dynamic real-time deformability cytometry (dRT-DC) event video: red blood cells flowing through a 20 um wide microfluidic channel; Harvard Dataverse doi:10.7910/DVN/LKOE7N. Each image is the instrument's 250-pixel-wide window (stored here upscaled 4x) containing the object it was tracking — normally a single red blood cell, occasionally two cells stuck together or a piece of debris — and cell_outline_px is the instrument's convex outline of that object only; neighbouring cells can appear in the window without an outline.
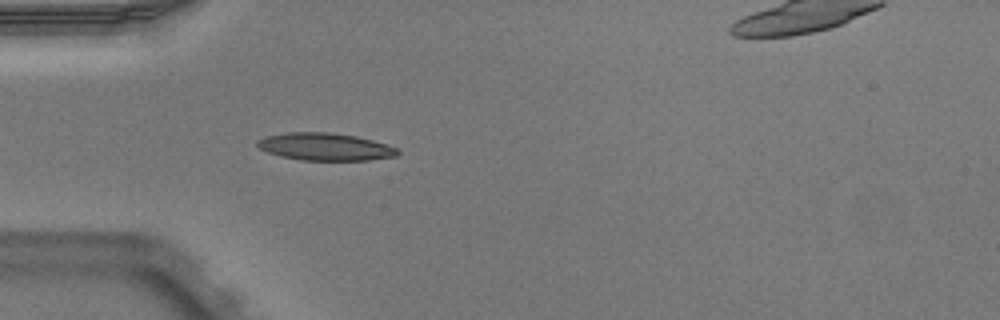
{"species": "Egyptian fruit bat (a non-hibernating species)", "species_latin": "Rousettus aegyptiacus", "temperature_condition": "warm", "stored_images_in_passage": 40, "camera_frame_rate_fps": 3000, "um_per_image_px": 0.085, "animal": {"sex": "male"}, "frame": {"image": 1, "passage_image": 3, "time_ms": 0.667, "image_size_px": [1000, 320], "cell_outline_px": [[400, 152], [396, 156], [368, 160], [300, 160], [280, 156], [268, 152], [260, 148], [256, 144], [256, 140], [268, 136], [288, 132], [332, 132], [356, 136], [388, 144], [396, 148]], "centroid_in_image_um": [27.65, 12.47], "position_along_channel_um": 57.4, "area_um2": 22.43}}
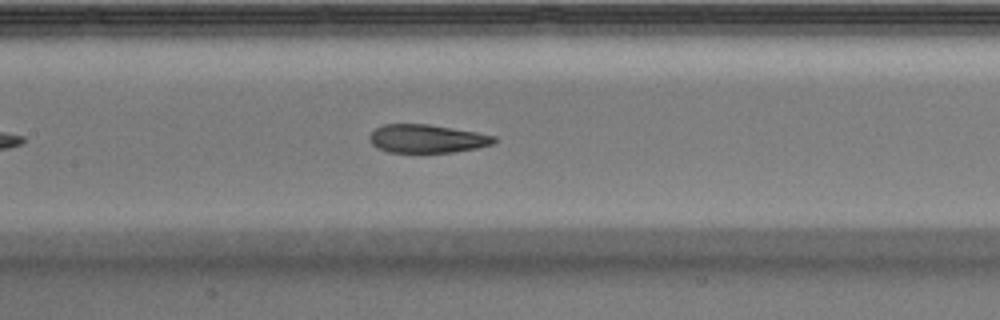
{"frame": {"image": 2, "passage_image": 12, "time_ms": 3.667, "image_size_px": [1000, 320], "cell_outline_px": [[496, 140], [492, 144], [476, 148], [452, 152], [388, 152], [376, 148], [368, 140], [368, 136], [376, 128], [384, 124], [428, 124], [476, 132], [496, 136]], "centroid_in_image_um": [36.25, 11.79], "position_along_channel_um": 171.2, "area_um2": 20.52}}
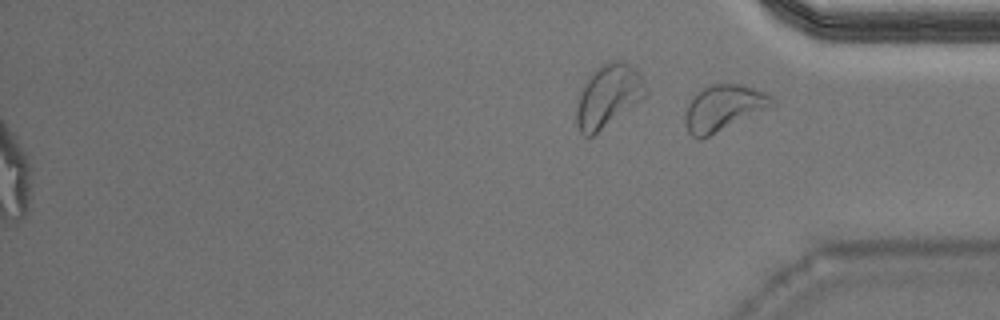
{"frame": {"image": 3, "passage_image": 40, "time_ms": 13.0, "image_size_px": [1000, 320], "cell_outline_px": [[776, 104], [700, 140], [696, 140], [688, 132], [684, 124], [684, 116], [688, 104], [704, 88], [712, 84], [740, 84], [764, 92], [772, 96], [776, 100]], "centroid_in_image_um": [61.48, 9.19], "position_along_channel_um": 373.7, "area_um2": 22.83}, "authors_computed_cell_mechanics": {"area_um2": 22.0218, "velocity_mm_per_s": 3.9406, "shape_relaxation_time_tau1_ms": 6.8765, "shape_relaxation_time_tau2_ms": 1.6395, "deformation_change_tau1": 0.2404, "deformation_change_tau2": 0.0944}}